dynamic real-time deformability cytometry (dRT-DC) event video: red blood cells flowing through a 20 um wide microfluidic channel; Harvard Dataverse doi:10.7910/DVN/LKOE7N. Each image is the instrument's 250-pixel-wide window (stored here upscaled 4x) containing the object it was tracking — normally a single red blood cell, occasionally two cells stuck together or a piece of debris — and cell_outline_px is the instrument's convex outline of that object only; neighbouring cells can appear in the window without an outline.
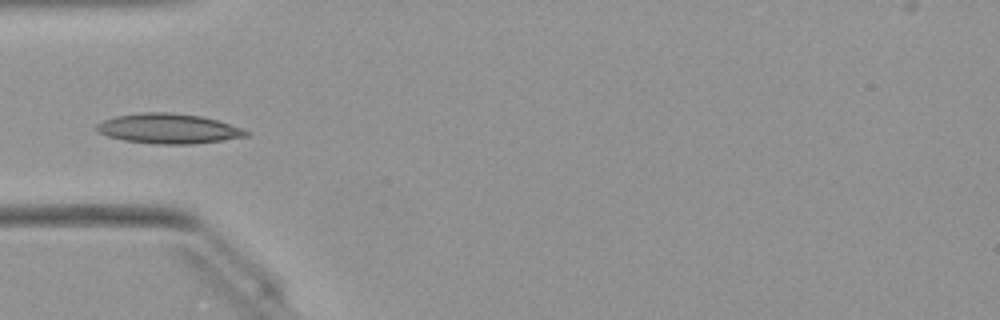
{"species": "Egyptian fruit bat (a non-hibernating species)", "species_latin": "Rousettus aegyptiacus", "temperature_condition": "warm", "stored_images_in_passage": 35, "camera_frame_rate_fps": 3000, "um_per_image_px": 0.085, "animal": {"sex": "female"}, "frame": {"image": 1, "passage_image": 1, "time_ms": 0.0, "image_size_px": [1000, 320], "cell_outline_px": [[252, 132], [248, 136], [224, 140], [192, 144], [156, 144], [124, 140], [108, 136], [100, 132], [96, 128], [96, 124], [104, 120], [116, 116], [140, 112], [172, 112], [200, 116], [216, 120], [244, 128]], "centroid_in_image_um": [14.37, 10.93], "position_along_channel_um": 70.6, "area_um2": 26.13}}
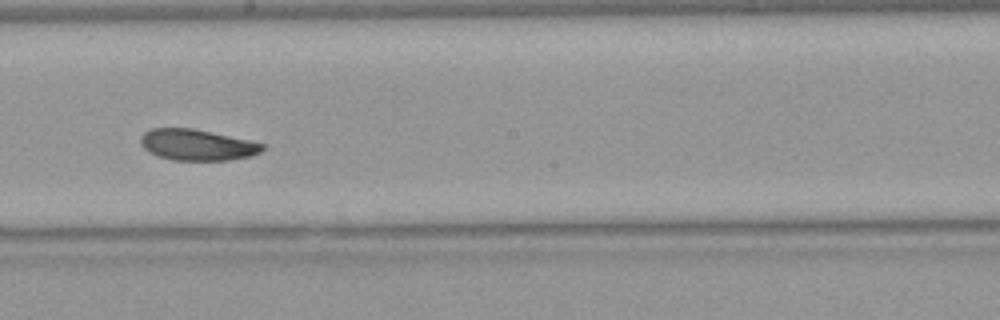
{"frame": {"image": 2, "passage_image": 13, "time_ms": 4.0, "image_size_px": [1000, 320], "cell_outline_px": [[264, 148], [260, 152], [248, 156], [228, 160], [172, 160], [148, 152], [140, 144], [140, 136], [144, 132], [152, 128], [192, 128], [248, 140], [264, 144]], "centroid_in_image_um": [16.7, 12.31], "position_along_channel_um": 231.5, "area_um2": 21.85}}
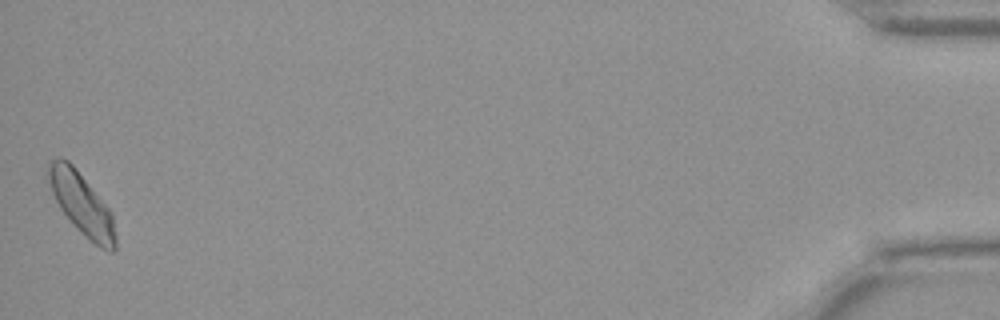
{"frame": {"image": 3, "passage_image": 35, "time_ms": 11.333, "image_size_px": [1000, 320], "cell_outline_px": [[116, 252], [112, 252], [100, 248], [60, 208], [52, 192], [44, 172], [48, 160], [60, 156], [68, 160], [72, 164], [112, 212], [116, 236]], "centroid_in_image_um": [6.91, 17.24], "position_along_channel_um": 428.3, "area_um2": 23.81}}